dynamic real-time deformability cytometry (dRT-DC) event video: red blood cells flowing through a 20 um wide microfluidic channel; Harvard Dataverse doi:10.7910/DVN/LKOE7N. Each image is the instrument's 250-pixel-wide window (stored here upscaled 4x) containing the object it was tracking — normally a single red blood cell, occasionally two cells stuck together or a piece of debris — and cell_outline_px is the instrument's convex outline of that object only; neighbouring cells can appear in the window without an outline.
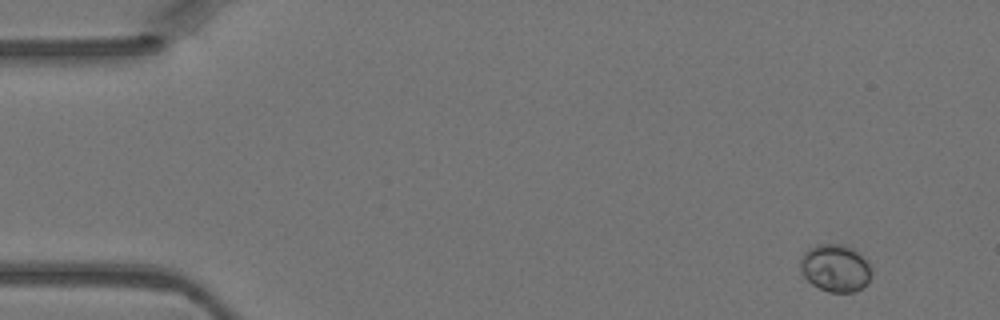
{"species": "Egyptian fruit bat (a non-hibernating species)", "species_latin": "Rousettus aegyptiacus", "temperature_condition": "warm", "stored_images_in_passage": 6, "camera_frame_rate_fps": 3000, "um_per_image_px": 0.085, "animal": {"sex": "female"}, "frame": {"image": 1, "passage_image": 1, "time_ms": 0.0, "image_size_px": [1000, 320], "cell_outline_px": [[868, 284], [852, 292], [828, 292], [812, 284], [800, 272], [800, 260], [804, 252], [808, 248], [816, 244], [840, 244], [852, 248], [868, 264]], "centroid_in_image_um": [70.92, 22.78], "position_along_channel_um": 14.1, "area_um2": 19.25}}
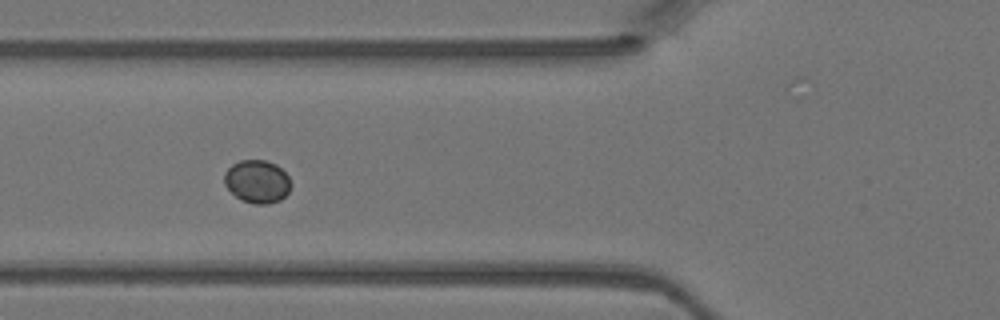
{"frame": {"image": 2, "passage_image": 5, "time_ms": 1.333, "image_size_px": [1000, 320], "cell_outline_px": [[292, 184], [288, 192], [280, 200], [268, 204], [256, 204], [240, 200], [224, 184], [224, 172], [232, 164], [240, 160], [264, 160], [276, 164], [288, 176]], "centroid_in_image_um": [21.85, 15.43], "position_along_channel_um": 103.9, "area_um2": 16.7}}
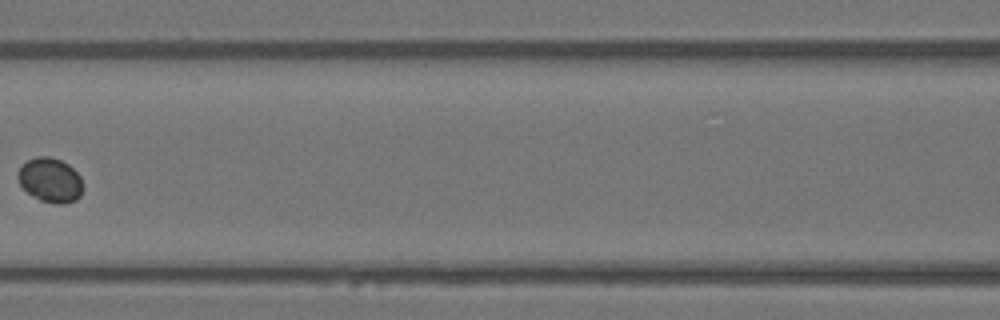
{"frame": {"image": 3, "passage_image": 6, "time_ms": 1.667, "image_size_px": [1000, 320], "cell_outline_px": [[84, 188], [80, 196], [76, 200], [64, 204], [56, 204], [40, 200], [32, 196], [20, 184], [16, 176], [20, 168], [28, 160], [36, 156], [48, 156], [60, 160], [68, 164], [80, 176], [84, 184]], "centroid_in_image_um": [4.3, 15.32], "position_along_channel_um": 162.3, "area_um2": 16.94}}